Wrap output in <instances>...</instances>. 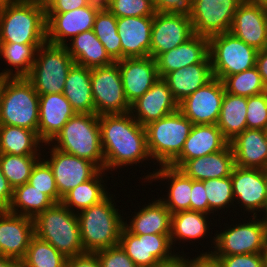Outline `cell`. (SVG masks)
Here are the masks:
<instances>
[{
    "mask_svg": "<svg viewBox=\"0 0 267 267\" xmlns=\"http://www.w3.org/2000/svg\"><path fill=\"white\" fill-rule=\"evenodd\" d=\"M28 183L59 203V193L53 171L44 158H40L33 166Z\"/></svg>",
    "mask_w": 267,
    "mask_h": 267,
    "instance_id": "cell-45",
    "label": "cell"
},
{
    "mask_svg": "<svg viewBox=\"0 0 267 267\" xmlns=\"http://www.w3.org/2000/svg\"><path fill=\"white\" fill-rule=\"evenodd\" d=\"M205 187L202 181L192 179L190 210L209 214V205Z\"/></svg>",
    "mask_w": 267,
    "mask_h": 267,
    "instance_id": "cell-51",
    "label": "cell"
},
{
    "mask_svg": "<svg viewBox=\"0 0 267 267\" xmlns=\"http://www.w3.org/2000/svg\"><path fill=\"white\" fill-rule=\"evenodd\" d=\"M246 118L247 97L225 92L217 126L229 142L247 129Z\"/></svg>",
    "mask_w": 267,
    "mask_h": 267,
    "instance_id": "cell-35",
    "label": "cell"
},
{
    "mask_svg": "<svg viewBox=\"0 0 267 267\" xmlns=\"http://www.w3.org/2000/svg\"><path fill=\"white\" fill-rule=\"evenodd\" d=\"M103 6L93 1L89 6L69 12L46 13L47 42L65 46L76 35L92 30L95 16Z\"/></svg>",
    "mask_w": 267,
    "mask_h": 267,
    "instance_id": "cell-16",
    "label": "cell"
},
{
    "mask_svg": "<svg viewBox=\"0 0 267 267\" xmlns=\"http://www.w3.org/2000/svg\"><path fill=\"white\" fill-rule=\"evenodd\" d=\"M214 78L211 63H195L168 73L163 79L180 103Z\"/></svg>",
    "mask_w": 267,
    "mask_h": 267,
    "instance_id": "cell-30",
    "label": "cell"
},
{
    "mask_svg": "<svg viewBox=\"0 0 267 267\" xmlns=\"http://www.w3.org/2000/svg\"><path fill=\"white\" fill-rule=\"evenodd\" d=\"M183 255V256H182ZM180 255L179 253L172 258L171 260L160 262L155 267H190V261L189 258H186V255L182 253ZM185 256V257H184Z\"/></svg>",
    "mask_w": 267,
    "mask_h": 267,
    "instance_id": "cell-57",
    "label": "cell"
},
{
    "mask_svg": "<svg viewBox=\"0 0 267 267\" xmlns=\"http://www.w3.org/2000/svg\"><path fill=\"white\" fill-rule=\"evenodd\" d=\"M197 256L193 259L190 258V267H223L219 258L212 253L200 252V255L197 254Z\"/></svg>",
    "mask_w": 267,
    "mask_h": 267,
    "instance_id": "cell-54",
    "label": "cell"
},
{
    "mask_svg": "<svg viewBox=\"0 0 267 267\" xmlns=\"http://www.w3.org/2000/svg\"><path fill=\"white\" fill-rule=\"evenodd\" d=\"M65 45L75 64L88 68L108 66L115 61L109 56L93 30L82 32Z\"/></svg>",
    "mask_w": 267,
    "mask_h": 267,
    "instance_id": "cell-33",
    "label": "cell"
},
{
    "mask_svg": "<svg viewBox=\"0 0 267 267\" xmlns=\"http://www.w3.org/2000/svg\"><path fill=\"white\" fill-rule=\"evenodd\" d=\"M192 127L179 109L148 123L145 130L151 160L159 162V166L169 165L181 153Z\"/></svg>",
    "mask_w": 267,
    "mask_h": 267,
    "instance_id": "cell-7",
    "label": "cell"
},
{
    "mask_svg": "<svg viewBox=\"0 0 267 267\" xmlns=\"http://www.w3.org/2000/svg\"><path fill=\"white\" fill-rule=\"evenodd\" d=\"M104 7L117 18L154 16L156 13L153 0H108Z\"/></svg>",
    "mask_w": 267,
    "mask_h": 267,
    "instance_id": "cell-46",
    "label": "cell"
},
{
    "mask_svg": "<svg viewBox=\"0 0 267 267\" xmlns=\"http://www.w3.org/2000/svg\"><path fill=\"white\" fill-rule=\"evenodd\" d=\"M194 35L190 17L156 12L151 30L150 57L156 59Z\"/></svg>",
    "mask_w": 267,
    "mask_h": 267,
    "instance_id": "cell-18",
    "label": "cell"
},
{
    "mask_svg": "<svg viewBox=\"0 0 267 267\" xmlns=\"http://www.w3.org/2000/svg\"><path fill=\"white\" fill-rule=\"evenodd\" d=\"M256 67L258 68L262 81L267 88V47L258 51L256 57Z\"/></svg>",
    "mask_w": 267,
    "mask_h": 267,
    "instance_id": "cell-56",
    "label": "cell"
},
{
    "mask_svg": "<svg viewBox=\"0 0 267 267\" xmlns=\"http://www.w3.org/2000/svg\"><path fill=\"white\" fill-rule=\"evenodd\" d=\"M93 0H49L45 4L46 13H65L85 6H89Z\"/></svg>",
    "mask_w": 267,
    "mask_h": 267,
    "instance_id": "cell-52",
    "label": "cell"
},
{
    "mask_svg": "<svg viewBox=\"0 0 267 267\" xmlns=\"http://www.w3.org/2000/svg\"><path fill=\"white\" fill-rule=\"evenodd\" d=\"M55 202L28 182L13 189L9 212L34 218L53 206Z\"/></svg>",
    "mask_w": 267,
    "mask_h": 267,
    "instance_id": "cell-39",
    "label": "cell"
},
{
    "mask_svg": "<svg viewBox=\"0 0 267 267\" xmlns=\"http://www.w3.org/2000/svg\"><path fill=\"white\" fill-rule=\"evenodd\" d=\"M49 150L51 152L47 153H50V159L46 158L45 161L53 171L59 193V203L72 189L91 179L100 170L87 159L64 153L53 146Z\"/></svg>",
    "mask_w": 267,
    "mask_h": 267,
    "instance_id": "cell-17",
    "label": "cell"
},
{
    "mask_svg": "<svg viewBox=\"0 0 267 267\" xmlns=\"http://www.w3.org/2000/svg\"><path fill=\"white\" fill-rule=\"evenodd\" d=\"M92 30L109 56L115 62L121 60L122 46L117 32V17L103 6L95 16Z\"/></svg>",
    "mask_w": 267,
    "mask_h": 267,
    "instance_id": "cell-40",
    "label": "cell"
},
{
    "mask_svg": "<svg viewBox=\"0 0 267 267\" xmlns=\"http://www.w3.org/2000/svg\"><path fill=\"white\" fill-rule=\"evenodd\" d=\"M41 45L43 44L0 43V58H4L11 68L3 69L0 76L2 78L26 77L35 61L37 49Z\"/></svg>",
    "mask_w": 267,
    "mask_h": 267,
    "instance_id": "cell-38",
    "label": "cell"
},
{
    "mask_svg": "<svg viewBox=\"0 0 267 267\" xmlns=\"http://www.w3.org/2000/svg\"><path fill=\"white\" fill-rule=\"evenodd\" d=\"M251 216L252 220L249 217L248 221L231 224L227 229L224 228L225 231L216 233L212 241L214 249L209 253L214 256L263 253L267 246V220Z\"/></svg>",
    "mask_w": 267,
    "mask_h": 267,
    "instance_id": "cell-10",
    "label": "cell"
},
{
    "mask_svg": "<svg viewBox=\"0 0 267 267\" xmlns=\"http://www.w3.org/2000/svg\"><path fill=\"white\" fill-rule=\"evenodd\" d=\"M47 42L45 5L34 0L0 1V43Z\"/></svg>",
    "mask_w": 267,
    "mask_h": 267,
    "instance_id": "cell-2",
    "label": "cell"
},
{
    "mask_svg": "<svg viewBox=\"0 0 267 267\" xmlns=\"http://www.w3.org/2000/svg\"><path fill=\"white\" fill-rule=\"evenodd\" d=\"M235 204L244 209V213H263L267 197V170L236 166L231 174ZM237 201V202H236ZM241 204V205H240Z\"/></svg>",
    "mask_w": 267,
    "mask_h": 267,
    "instance_id": "cell-14",
    "label": "cell"
},
{
    "mask_svg": "<svg viewBox=\"0 0 267 267\" xmlns=\"http://www.w3.org/2000/svg\"><path fill=\"white\" fill-rule=\"evenodd\" d=\"M222 83L225 92L236 96L250 97L267 91L256 66L249 70L226 76Z\"/></svg>",
    "mask_w": 267,
    "mask_h": 267,
    "instance_id": "cell-42",
    "label": "cell"
},
{
    "mask_svg": "<svg viewBox=\"0 0 267 267\" xmlns=\"http://www.w3.org/2000/svg\"><path fill=\"white\" fill-rule=\"evenodd\" d=\"M41 156L0 154V167L9 185L14 189L28 182L33 166Z\"/></svg>",
    "mask_w": 267,
    "mask_h": 267,
    "instance_id": "cell-43",
    "label": "cell"
},
{
    "mask_svg": "<svg viewBox=\"0 0 267 267\" xmlns=\"http://www.w3.org/2000/svg\"><path fill=\"white\" fill-rule=\"evenodd\" d=\"M67 258L54 246L37 236L30 240L25 257L19 262L20 267H66Z\"/></svg>",
    "mask_w": 267,
    "mask_h": 267,
    "instance_id": "cell-41",
    "label": "cell"
},
{
    "mask_svg": "<svg viewBox=\"0 0 267 267\" xmlns=\"http://www.w3.org/2000/svg\"><path fill=\"white\" fill-rule=\"evenodd\" d=\"M243 2L267 9V0H243Z\"/></svg>",
    "mask_w": 267,
    "mask_h": 267,
    "instance_id": "cell-59",
    "label": "cell"
},
{
    "mask_svg": "<svg viewBox=\"0 0 267 267\" xmlns=\"http://www.w3.org/2000/svg\"><path fill=\"white\" fill-rule=\"evenodd\" d=\"M243 0H194L190 16L194 34L211 37L229 32Z\"/></svg>",
    "mask_w": 267,
    "mask_h": 267,
    "instance_id": "cell-13",
    "label": "cell"
},
{
    "mask_svg": "<svg viewBox=\"0 0 267 267\" xmlns=\"http://www.w3.org/2000/svg\"><path fill=\"white\" fill-rule=\"evenodd\" d=\"M0 125L24 127L38 134L39 95L25 77L2 78Z\"/></svg>",
    "mask_w": 267,
    "mask_h": 267,
    "instance_id": "cell-6",
    "label": "cell"
},
{
    "mask_svg": "<svg viewBox=\"0 0 267 267\" xmlns=\"http://www.w3.org/2000/svg\"><path fill=\"white\" fill-rule=\"evenodd\" d=\"M13 197V188L2 173L0 167V210H8Z\"/></svg>",
    "mask_w": 267,
    "mask_h": 267,
    "instance_id": "cell-55",
    "label": "cell"
},
{
    "mask_svg": "<svg viewBox=\"0 0 267 267\" xmlns=\"http://www.w3.org/2000/svg\"><path fill=\"white\" fill-rule=\"evenodd\" d=\"M209 39V57L215 78L221 81L256 66L258 51L230 32L216 34Z\"/></svg>",
    "mask_w": 267,
    "mask_h": 267,
    "instance_id": "cell-9",
    "label": "cell"
},
{
    "mask_svg": "<svg viewBox=\"0 0 267 267\" xmlns=\"http://www.w3.org/2000/svg\"><path fill=\"white\" fill-rule=\"evenodd\" d=\"M105 174V170H99L91 179L72 189L62 198L61 202L76 213L100 203L109 195L106 185H103V175Z\"/></svg>",
    "mask_w": 267,
    "mask_h": 267,
    "instance_id": "cell-37",
    "label": "cell"
},
{
    "mask_svg": "<svg viewBox=\"0 0 267 267\" xmlns=\"http://www.w3.org/2000/svg\"><path fill=\"white\" fill-rule=\"evenodd\" d=\"M112 196L113 194H109L100 203L76 213L85 253H95L119 245L125 218L115 208Z\"/></svg>",
    "mask_w": 267,
    "mask_h": 267,
    "instance_id": "cell-3",
    "label": "cell"
},
{
    "mask_svg": "<svg viewBox=\"0 0 267 267\" xmlns=\"http://www.w3.org/2000/svg\"><path fill=\"white\" fill-rule=\"evenodd\" d=\"M235 167L230 143L221 151L186 161L180 168L187 177L205 181L229 177Z\"/></svg>",
    "mask_w": 267,
    "mask_h": 267,
    "instance_id": "cell-29",
    "label": "cell"
},
{
    "mask_svg": "<svg viewBox=\"0 0 267 267\" xmlns=\"http://www.w3.org/2000/svg\"><path fill=\"white\" fill-rule=\"evenodd\" d=\"M34 235L54 246L66 258L84 254L76 212L62 202L33 218Z\"/></svg>",
    "mask_w": 267,
    "mask_h": 267,
    "instance_id": "cell-5",
    "label": "cell"
},
{
    "mask_svg": "<svg viewBox=\"0 0 267 267\" xmlns=\"http://www.w3.org/2000/svg\"><path fill=\"white\" fill-rule=\"evenodd\" d=\"M43 143L35 131L24 127L0 125V154L42 156L40 147L44 146Z\"/></svg>",
    "mask_w": 267,
    "mask_h": 267,
    "instance_id": "cell-34",
    "label": "cell"
},
{
    "mask_svg": "<svg viewBox=\"0 0 267 267\" xmlns=\"http://www.w3.org/2000/svg\"><path fill=\"white\" fill-rule=\"evenodd\" d=\"M229 143L217 124L193 125L181 153L169 165L179 169L186 161L219 152Z\"/></svg>",
    "mask_w": 267,
    "mask_h": 267,
    "instance_id": "cell-24",
    "label": "cell"
},
{
    "mask_svg": "<svg viewBox=\"0 0 267 267\" xmlns=\"http://www.w3.org/2000/svg\"><path fill=\"white\" fill-rule=\"evenodd\" d=\"M160 169L150 172L145 176V181L162 180L168 182L167 197L159 199L168 208L171 214L190 210V196L192 191V179L187 177L181 170L170 165H161ZM168 180V181H167ZM170 181V182H169Z\"/></svg>",
    "mask_w": 267,
    "mask_h": 267,
    "instance_id": "cell-27",
    "label": "cell"
},
{
    "mask_svg": "<svg viewBox=\"0 0 267 267\" xmlns=\"http://www.w3.org/2000/svg\"><path fill=\"white\" fill-rule=\"evenodd\" d=\"M153 16L117 18L122 59L150 56Z\"/></svg>",
    "mask_w": 267,
    "mask_h": 267,
    "instance_id": "cell-25",
    "label": "cell"
},
{
    "mask_svg": "<svg viewBox=\"0 0 267 267\" xmlns=\"http://www.w3.org/2000/svg\"><path fill=\"white\" fill-rule=\"evenodd\" d=\"M247 128L267 129V91L247 97Z\"/></svg>",
    "mask_w": 267,
    "mask_h": 267,
    "instance_id": "cell-47",
    "label": "cell"
},
{
    "mask_svg": "<svg viewBox=\"0 0 267 267\" xmlns=\"http://www.w3.org/2000/svg\"><path fill=\"white\" fill-rule=\"evenodd\" d=\"M0 267H20V266L17 260L0 255Z\"/></svg>",
    "mask_w": 267,
    "mask_h": 267,
    "instance_id": "cell-58",
    "label": "cell"
},
{
    "mask_svg": "<svg viewBox=\"0 0 267 267\" xmlns=\"http://www.w3.org/2000/svg\"><path fill=\"white\" fill-rule=\"evenodd\" d=\"M223 267H264L263 253L236 254L230 256H215Z\"/></svg>",
    "mask_w": 267,
    "mask_h": 267,
    "instance_id": "cell-49",
    "label": "cell"
},
{
    "mask_svg": "<svg viewBox=\"0 0 267 267\" xmlns=\"http://www.w3.org/2000/svg\"><path fill=\"white\" fill-rule=\"evenodd\" d=\"M50 143L59 151L87 159L100 170H104V154L101 146L98 115L76 113L59 133L44 145L50 146Z\"/></svg>",
    "mask_w": 267,
    "mask_h": 267,
    "instance_id": "cell-4",
    "label": "cell"
},
{
    "mask_svg": "<svg viewBox=\"0 0 267 267\" xmlns=\"http://www.w3.org/2000/svg\"><path fill=\"white\" fill-rule=\"evenodd\" d=\"M151 202L135 212L128 224L126 219L123 226L133 234H170L171 212L160 199Z\"/></svg>",
    "mask_w": 267,
    "mask_h": 267,
    "instance_id": "cell-31",
    "label": "cell"
},
{
    "mask_svg": "<svg viewBox=\"0 0 267 267\" xmlns=\"http://www.w3.org/2000/svg\"><path fill=\"white\" fill-rule=\"evenodd\" d=\"M91 89L96 115L130 112L131 105L124 94L117 62L108 66L91 68Z\"/></svg>",
    "mask_w": 267,
    "mask_h": 267,
    "instance_id": "cell-11",
    "label": "cell"
},
{
    "mask_svg": "<svg viewBox=\"0 0 267 267\" xmlns=\"http://www.w3.org/2000/svg\"><path fill=\"white\" fill-rule=\"evenodd\" d=\"M121 73L124 94L131 105L158 80V70L153 57L124 58L116 61Z\"/></svg>",
    "mask_w": 267,
    "mask_h": 267,
    "instance_id": "cell-21",
    "label": "cell"
},
{
    "mask_svg": "<svg viewBox=\"0 0 267 267\" xmlns=\"http://www.w3.org/2000/svg\"><path fill=\"white\" fill-rule=\"evenodd\" d=\"M209 214L186 210L176 212L171 215V233L170 239L172 245L183 240L191 243L190 241L200 240V238L206 239V234L210 233L209 225L207 224V218ZM189 240V241H188Z\"/></svg>",
    "mask_w": 267,
    "mask_h": 267,
    "instance_id": "cell-36",
    "label": "cell"
},
{
    "mask_svg": "<svg viewBox=\"0 0 267 267\" xmlns=\"http://www.w3.org/2000/svg\"><path fill=\"white\" fill-rule=\"evenodd\" d=\"M119 245L138 267H155L178 254L174 252L170 234H133L124 226Z\"/></svg>",
    "mask_w": 267,
    "mask_h": 267,
    "instance_id": "cell-12",
    "label": "cell"
},
{
    "mask_svg": "<svg viewBox=\"0 0 267 267\" xmlns=\"http://www.w3.org/2000/svg\"><path fill=\"white\" fill-rule=\"evenodd\" d=\"M159 78L168 73L195 63H211L209 57V39L194 34L189 40L165 53L156 59Z\"/></svg>",
    "mask_w": 267,
    "mask_h": 267,
    "instance_id": "cell-23",
    "label": "cell"
},
{
    "mask_svg": "<svg viewBox=\"0 0 267 267\" xmlns=\"http://www.w3.org/2000/svg\"><path fill=\"white\" fill-rule=\"evenodd\" d=\"M33 236V218L0 210V255L20 262Z\"/></svg>",
    "mask_w": 267,
    "mask_h": 267,
    "instance_id": "cell-19",
    "label": "cell"
},
{
    "mask_svg": "<svg viewBox=\"0 0 267 267\" xmlns=\"http://www.w3.org/2000/svg\"><path fill=\"white\" fill-rule=\"evenodd\" d=\"M263 257H264V267H267V246L263 251Z\"/></svg>",
    "mask_w": 267,
    "mask_h": 267,
    "instance_id": "cell-60",
    "label": "cell"
},
{
    "mask_svg": "<svg viewBox=\"0 0 267 267\" xmlns=\"http://www.w3.org/2000/svg\"><path fill=\"white\" fill-rule=\"evenodd\" d=\"M74 64L65 46L45 42L37 49L33 66L25 78L38 95L63 93L68 72Z\"/></svg>",
    "mask_w": 267,
    "mask_h": 267,
    "instance_id": "cell-8",
    "label": "cell"
},
{
    "mask_svg": "<svg viewBox=\"0 0 267 267\" xmlns=\"http://www.w3.org/2000/svg\"><path fill=\"white\" fill-rule=\"evenodd\" d=\"M264 219L267 220V197H266V204H265V208H264Z\"/></svg>",
    "mask_w": 267,
    "mask_h": 267,
    "instance_id": "cell-61",
    "label": "cell"
},
{
    "mask_svg": "<svg viewBox=\"0 0 267 267\" xmlns=\"http://www.w3.org/2000/svg\"><path fill=\"white\" fill-rule=\"evenodd\" d=\"M66 267H101V265L95 253H84L67 258Z\"/></svg>",
    "mask_w": 267,
    "mask_h": 267,
    "instance_id": "cell-53",
    "label": "cell"
},
{
    "mask_svg": "<svg viewBox=\"0 0 267 267\" xmlns=\"http://www.w3.org/2000/svg\"><path fill=\"white\" fill-rule=\"evenodd\" d=\"M229 32L260 51L267 47V9L242 2Z\"/></svg>",
    "mask_w": 267,
    "mask_h": 267,
    "instance_id": "cell-22",
    "label": "cell"
},
{
    "mask_svg": "<svg viewBox=\"0 0 267 267\" xmlns=\"http://www.w3.org/2000/svg\"><path fill=\"white\" fill-rule=\"evenodd\" d=\"M178 109L179 103L174 99L167 82L158 78L149 90L131 104L130 113L140 125L146 126Z\"/></svg>",
    "mask_w": 267,
    "mask_h": 267,
    "instance_id": "cell-20",
    "label": "cell"
},
{
    "mask_svg": "<svg viewBox=\"0 0 267 267\" xmlns=\"http://www.w3.org/2000/svg\"><path fill=\"white\" fill-rule=\"evenodd\" d=\"M230 145L236 166L267 170V138L264 130L247 128L230 141Z\"/></svg>",
    "mask_w": 267,
    "mask_h": 267,
    "instance_id": "cell-28",
    "label": "cell"
},
{
    "mask_svg": "<svg viewBox=\"0 0 267 267\" xmlns=\"http://www.w3.org/2000/svg\"><path fill=\"white\" fill-rule=\"evenodd\" d=\"M205 187L206 196L209 205V215L216 211H219L225 208L228 209L230 206L234 208L237 207L234 204L233 190L231 177L209 179L202 181ZM219 210V211H218Z\"/></svg>",
    "mask_w": 267,
    "mask_h": 267,
    "instance_id": "cell-44",
    "label": "cell"
},
{
    "mask_svg": "<svg viewBox=\"0 0 267 267\" xmlns=\"http://www.w3.org/2000/svg\"><path fill=\"white\" fill-rule=\"evenodd\" d=\"M194 0H153L155 11L190 17Z\"/></svg>",
    "mask_w": 267,
    "mask_h": 267,
    "instance_id": "cell-50",
    "label": "cell"
},
{
    "mask_svg": "<svg viewBox=\"0 0 267 267\" xmlns=\"http://www.w3.org/2000/svg\"><path fill=\"white\" fill-rule=\"evenodd\" d=\"M99 127L105 171L142 164L151 159L145 126L140 125L130 112L101 115Z\"/></svg>",
    "mask_w": 267,
    "mask_h": 267,
    "instance_id": "cell-1",
    "label": "cell"
},
{
    "mask_svg": "<svg viewBox=\"0 0 267 267\" xmlns=\"http://www.w3.org/2000/svg\"><path fill=\"white\" fill-rule=\"evenodd\" d=\"M225 94L222 81L213 78L179 103V110L193 125L217 124Z\"/></svg>",
    "mask_w": 267,
    "mask_h": 267,
    "instance_id": "cell-15",
    "label": "cell"
},
{
    "mask_svg": "<svg viewBox=\"0 0 267 267\" xmlns=\"http://www.w3.org/2000/svg\"><path fill=\"white\" fill-rule=\"evenodd\" d=\"M39 4L45 5L49 0H34Z\"/></svg>",
    "mask_w": 267,
    "mask_h": 267,
    "instance_id": "cell-62",
    "label": "cell"
},
{
    "mask_svg": "<svg viewBox=\"0 0 267 267\" xmlns=\"http://www.w3.org/2000/svg\"><path fill=\"white\" fill-rule=\"evenodd\" d=\"M75 114L63 93L39 95V138L49 143Z\"/></svg>",
    "mask_w": 267,
    "mask_h": 267,
    "instance_id": "cell-26",
    "label": "cell"
},
{
    "mask_svg": "<svg viewBox=\"0 0 267 267\" xmlns=\"http://www.w3.org/2000/svg\"><path fill=\"white\" fill-rule=\"evenodd\" d=\"M95 254L101 267H138L120 245L99 250Z\"/></svg>",
    "mask_w": 267,
    "mask_h": 267,
    "instance_id": "cell-48",
    "label": "cell"
},
{
    "mask_svg": "<svg viewBox=\"0 0 267 267\" xmlns=\"http://www.w3.org/2000/svg\"><path fill=\"white\" fill-rule=\"evenodd\" d=\"M63 95L76 113L95 114L91 68L74 64L68 72Z\"/></svg>",
    "mask_w": 267,
    "mask_h": 267,
    "instance_id": "cell-32",
    "label": "cell"
},
{
    "mask_svg": "<svg viewBox=\"0 0 267 267\" xmlns=\"http://www.w3.org/2000/svg\"><path fill=\"white\" fill-rule=\"evenodd\" d=\"M93 1L99 2V3L104 5L108 0H93Z\"/></svg>",
    "mask_w": 267,
    "mask_h": 267,
    "instance_id": "cell-63",
    "label": "cell"
}]
</instances>
